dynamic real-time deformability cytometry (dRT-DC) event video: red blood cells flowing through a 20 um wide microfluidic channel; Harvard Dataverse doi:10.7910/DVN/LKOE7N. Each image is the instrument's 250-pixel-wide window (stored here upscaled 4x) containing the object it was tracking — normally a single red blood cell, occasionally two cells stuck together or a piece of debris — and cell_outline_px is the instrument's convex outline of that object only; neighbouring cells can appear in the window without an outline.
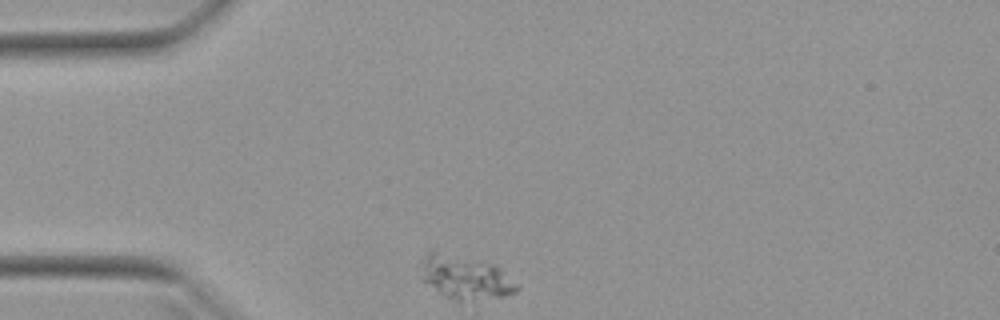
{"species": "Egyptian fruit bat (a non-hibernating species)", "species_latin": "Rousettus aegyptiacus", "temperature_condition": "warm", "stored_images_in_passage": 33, "camera_frame_rate_fps": 3000, "um_per_image_px": 0.085, "animal": {"sex": "female"}, "frame": {"image": 1, "passage_image": 1, "time_ms": 0.0, "image_size_px": [1000, 320], "cell_outline_px": [[520, 288], [516, 292], [504, 296], [472, 304], [460, 304], [444, 296], [420, 280], [416, 264], [424, 252], [428, 248], [436, 248], [492, 264], [500, 268]], "centroid_in_image_um": [39.39, 23.57], "position_along_channel_um": 45.6, "area_um2": 26.47}}
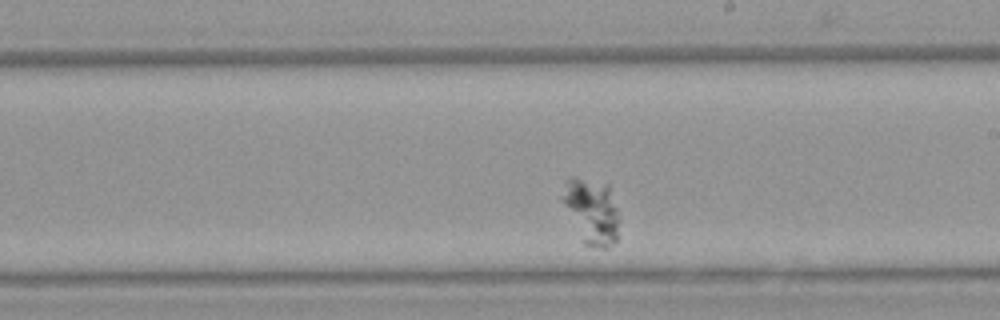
{"frame": {"image": 2, "passage_image": 19, "time_ms": 6.0, "image_size_px": [1000, 320], "cell_outline_px": [[620, 220], [616, 240], [608, 248], [600, 248], [584, 244], [560, 200], [560, 196], [564, 180], [568, 176], [572, 176], [608, 184]], "centroid_in_image_um": [50.24, 17.92], "position_along_channel_um": 238.8, "area_um2": 22.02}}
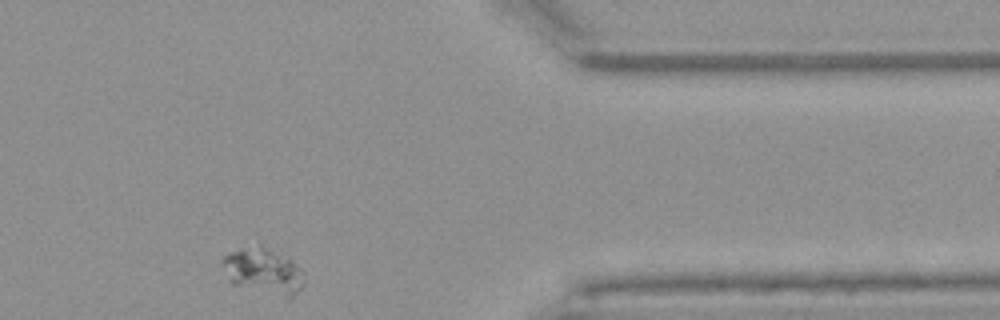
{"frame": {"image": 3, "passage_image": 33, "time_ms": 10.667, "image_size_px": [1000, 320], "cell_outline_px": [[304, 284], [288, 300], [284, 300], [232, 284], [228, 280], [220, 264], [220, 260], [224, 256], [232, 252], [260, 244], [288, 256], [304, 272]], "centroid_in_image_um": [22.4, 23.09], "position_along_channel_um": 389.0, "area_um2": 22.6}}